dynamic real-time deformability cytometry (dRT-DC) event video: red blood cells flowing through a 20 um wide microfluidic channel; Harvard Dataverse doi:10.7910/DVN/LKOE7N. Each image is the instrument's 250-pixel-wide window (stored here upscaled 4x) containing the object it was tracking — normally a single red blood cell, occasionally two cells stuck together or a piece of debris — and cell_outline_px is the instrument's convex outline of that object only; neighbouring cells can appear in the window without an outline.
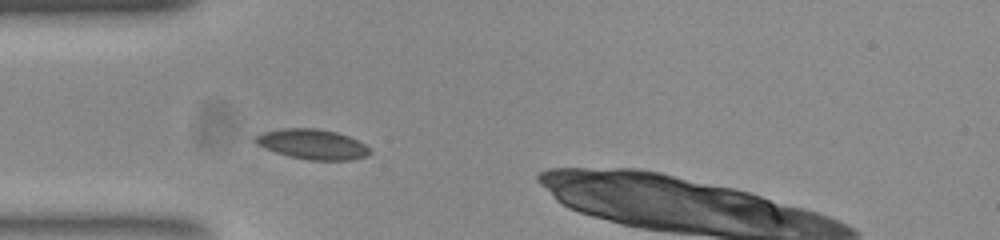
{"species": "common noctule bat (a hibernating species)", "species_latin": "Nyctalus noctula", "temperature_condition": "room temperature", "stored_images_in_passage": 7, "camera_frame_rate_fps": 3000, "um_per_image_px": 0.085, "animal": {"sex": "female", "body_mass_g": 23.0, "forearm_length_mm": 53.4}, "frame": {"image": 1, "passage_image": 1, "time_ms": 0.0, "image_size_px": [1000, 240], "cell_outline_px": [[372, 152], [368, 156], [352, 160], [308, 160], [288, 156], [264, 148], [256, 144], [252, 140], [252, 136], [264, 132], [284, 128], [316, 128], [336, 132], [348, 136], [364, 144]], "centroid_in_image_um": [26.52, 12.26], "position_along_channel_um": 58.5, "area_um2": 20.17}}